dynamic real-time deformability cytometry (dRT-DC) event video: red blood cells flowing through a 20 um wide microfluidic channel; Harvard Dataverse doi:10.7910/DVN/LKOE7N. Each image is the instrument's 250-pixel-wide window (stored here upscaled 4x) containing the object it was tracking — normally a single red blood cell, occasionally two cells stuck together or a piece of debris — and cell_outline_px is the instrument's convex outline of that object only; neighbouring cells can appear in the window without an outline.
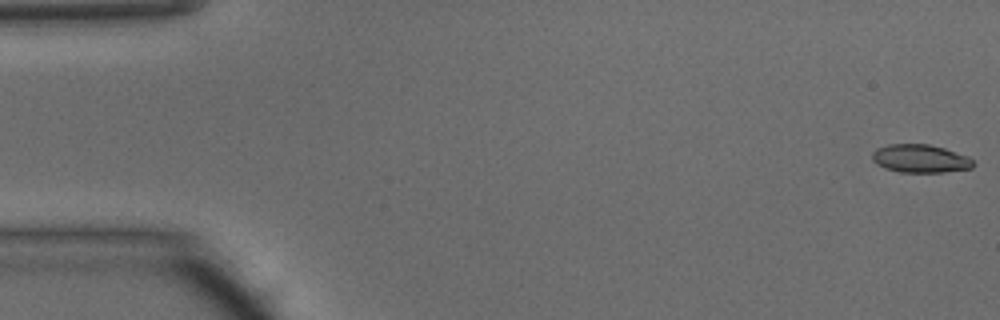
{"species": "common noctule bat (a hibernating species)", "species_latin": "Nyctalus noctula", "temperature_condition": "warm", "stored_images_in_passage": 47, "camera_frame_rate_fps": 3000, "um_per_image_px": 0.085, "animal": {"sex": "male", "body_mass_g": 15.6}, "frame": {"image": 1, "passage_image": 1, "time_ms": 0.0, "image_size_px": [1000, 320], "cell_outline_px": [[976, 164], [972, 168], [944, 172], [900, 172], [884, 168], [876, 164], [872, 160], [872, 152], [876, 148], [888, 144], [928, 144], [944, 148], [968, 156]], "centroid_in_image_um": [78.21, 13.48], "position_along_channel_um": 6.8, "area_um2": 16.7}}
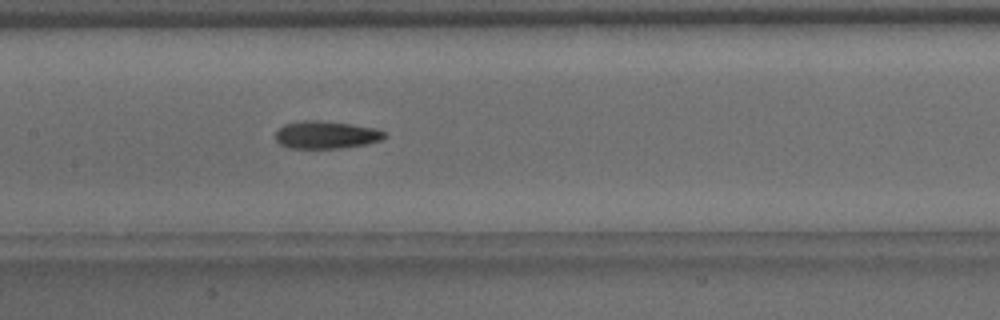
{"frame": {"image": 2, "passage_image": 23, "time_ms": 7.333, "image_size_px": [1000, 320], "cell_outline_px": [[388, 136], [380, 140], [368, 144], [340, 148], [288, 148], [280, 144], [276, 140], [276, 132], [284, 124], [300, 120], [320, 120], [352, 124], [376, 128], [384, 132]], "centroid_in_image_um": [27.73, 11.45], "position_along_channel_um": 179.7, "area_um2": 17.69}}
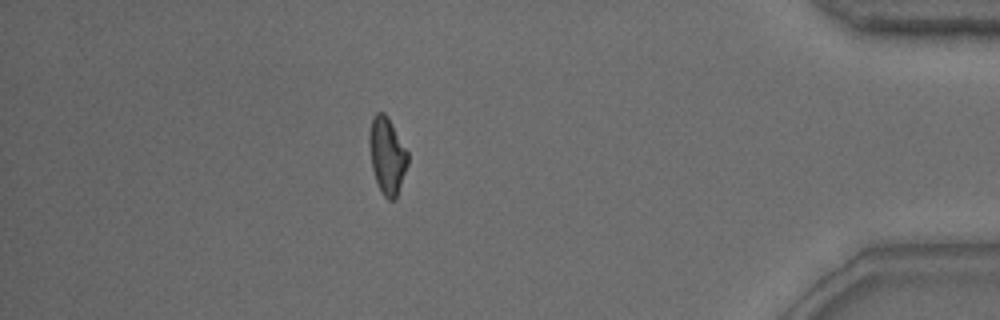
{"frame": {"image": 3, "passage_image": 42, "time_ms": 13.667, "image_size_px": [1000, 320], "cell_outline_px": [[408, 164], [396, 196], [392, 200], [388, 200], [384, 196], [376, 180], [372, 168], [368, 144], [368, 136], [372, 116], [376, 112], [384, 112], [388, 116], [408, 152]], "centroid_in_image_um": [32.88, 13.16], "position_along_channel_um": 402.3, "area_um2": 17.17}, "authors_computed_cell_mechanics": {"area_um2": 17.34, "velocity_mm_per_s": 4.2198, "shape_relaxation_time_tau1_ms": 3.7137, "shape_relaxation_time_tau2_ms": 5.0772, "deformation_change_tau1": 0.158, "deformation_change_tau2": 0.1107}}